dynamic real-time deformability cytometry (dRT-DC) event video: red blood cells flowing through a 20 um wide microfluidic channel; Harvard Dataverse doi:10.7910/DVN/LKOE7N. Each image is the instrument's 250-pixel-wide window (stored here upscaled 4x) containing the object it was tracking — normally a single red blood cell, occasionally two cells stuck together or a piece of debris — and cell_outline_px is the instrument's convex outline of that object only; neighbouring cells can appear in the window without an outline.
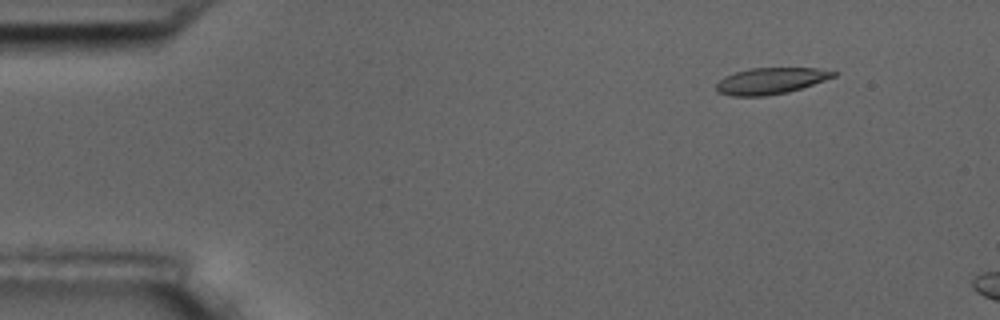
{"species": "common noctule bat (a hibernating species)", "species_latin": "Nyctalus noctula", "temperature_condition": "room temperature", "stored_images_in_passage": 4, "camera_frame_rate_fps": 3000, "um_per_image_px": 0.085, "animal": {"sex": "male", "body_mass_g": 17.5, "forearm_length_mm": 52.3}, "frame": {"image": 1, "passage_image": 2, "time_ms": 1.0, "image_size_px": [1000, 320], "cell_outline_px": [[836, 76], [788, 92], [764, 96], [732, 96], [716, 92], [716, 84], [724, 76], [736, 72], [752, 68], [816, 68], [836, 72]], "centroid_in_image_um": [65.46, 6.88], "position_along_channel_um": 19.5, "area_um2": 17.8}}